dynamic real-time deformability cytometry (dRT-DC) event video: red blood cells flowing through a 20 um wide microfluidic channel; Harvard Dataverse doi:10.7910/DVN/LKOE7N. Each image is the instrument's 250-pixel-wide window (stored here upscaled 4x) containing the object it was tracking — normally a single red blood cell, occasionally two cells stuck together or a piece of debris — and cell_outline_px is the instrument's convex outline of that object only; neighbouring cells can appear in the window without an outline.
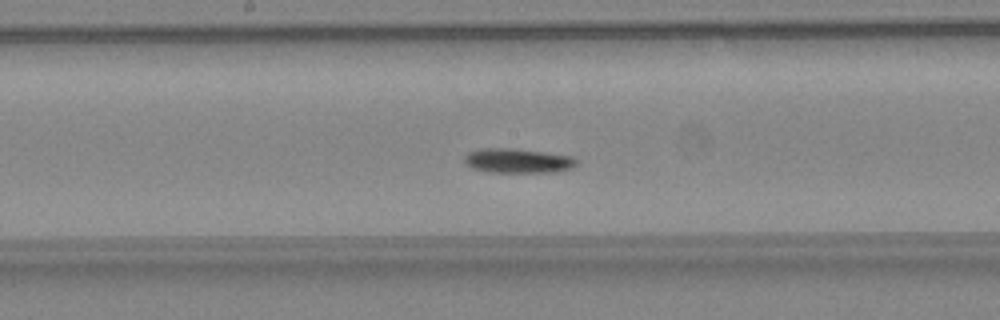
{"species": "common noctule bat (a hibernating species)", "species_latin": "Nyctalus noctula", "temperature_condition": "warm", "stored_images_in_passage": 34, "camera_frame_rate_fps": 3000, "um_per_image_px": 0.085, "animal": {"sex": "female", "body_mass_g": 24.6, "forearm_length_mm": 56.2}, "frame": {"image": 1, "passage_image": 13, "time_ms": 4.0, "image_size_px": [1000, 320], "cell_outline_px": [[576, 164], [572, 168], [556, 172], [488, 172], [472, 168], [464, 164], [464, 156], [468, 152], [480, 148], [512, 148], [544, 152], [572, 156], [576, 160]], "centroid_in_image_um": [43.97, 13.66], "position_along_channel_um": 204.2, "area_um2": 16.13}}
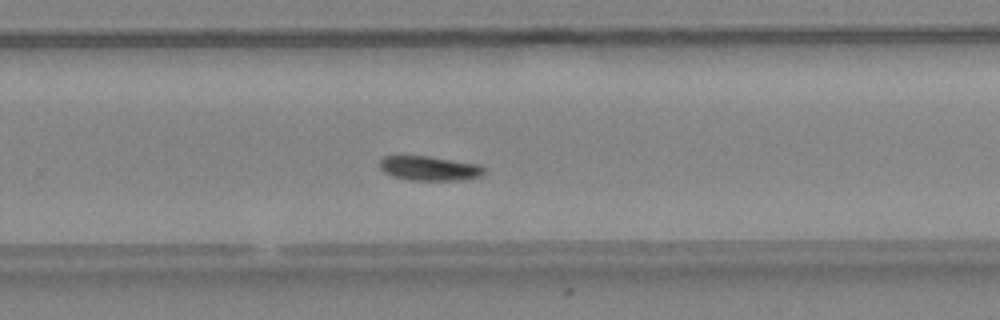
{"frame": {"image": 2, "passage_image": 19, "time_ms": 6.0, "image_size_px": [1000, 320], "cell_outline_px": [[484, 172], [480, 176], [460, 180], [408, 180], [392, 176], [384, 172], [380, 168], [380, 160], [384, 156], [428, 156], [480, 164], [484, 168]], "centroid_in_image_um": [36.49, 14.31], "position_along_channel_um": 293.3, "area_um2": 14.85}}
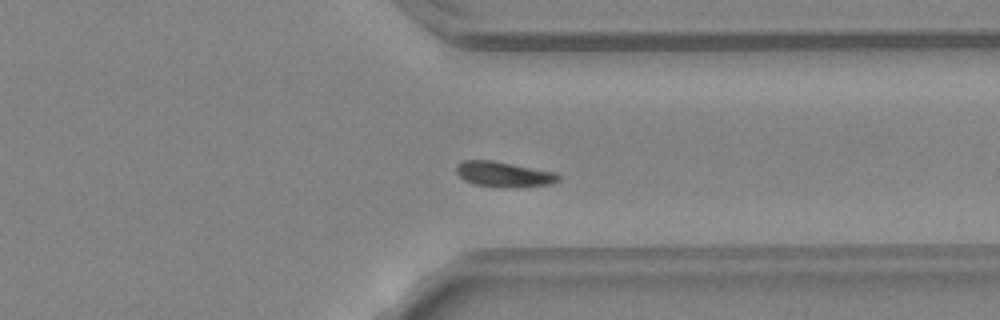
{"frame": {"image": 3, "passage_image": 24, "time_ms": 7.667, "image_size_px": [1000, 320], "cell_outline_px": [[560, 180], [552, 184], [476, 184], [464, 180], [456, 172], [456, 164], [464, 160], [492, 160], [556, 172], [560, 176]], "centroid_in_image_um": [42.79, 14.73], "position_along_channel_um": 368.6, "area_um2": 13.99}, "authors_computed_cell_mechanics": {"area_um2": 15.0858, "velocity_mm_per_s": 4.4866, "shape_relaxation_time_tau1_ms": 3.4624, "shape_relaxation_time_tau2_ms": null, "deformation_change_tau1": 0.1378, "deformation_change_tau2": null}}